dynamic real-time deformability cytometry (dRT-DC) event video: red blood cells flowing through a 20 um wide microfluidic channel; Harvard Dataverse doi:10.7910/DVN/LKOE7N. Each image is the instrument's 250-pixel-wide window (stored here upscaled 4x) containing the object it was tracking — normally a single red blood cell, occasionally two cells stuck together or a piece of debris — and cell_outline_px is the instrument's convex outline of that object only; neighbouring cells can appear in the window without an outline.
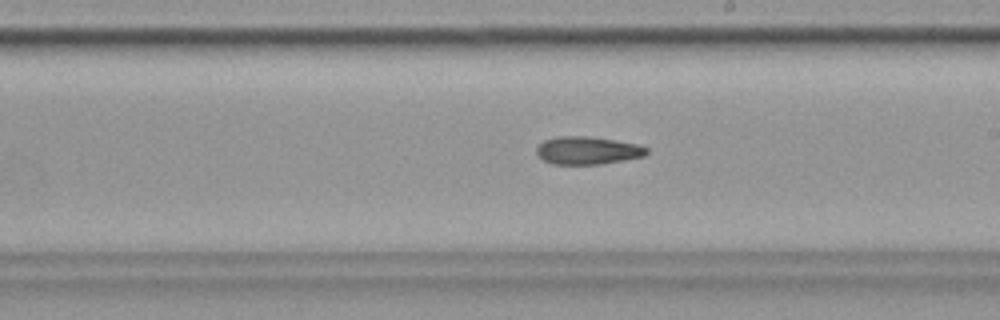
{"species": "common noctule bat (a hibernating species)", "species_latin": "Nyctalus noctula", "temperature_condition": "cold", "stored_images_in_passage": 57, "camera_frame_rate_fps": 3000, "um_per_image_px": 0.085, "animal": {"sex": "female", "body_mass_g": 19.9}, "frame": {"image": 1, "passage_image": 33, "time_ms": 10.667, "image_size_px": [1000, 320], "cell_outline_px": [[648, 152], [644, 156], [600, 164], [552, 164], [544, 160], [536, 152], [536, 148], [544, 140], [556, 136], [588, 136], [616, 140], [640, 144], [648, 148]], "centroid_in_image_um": [49.96, 12.78], "position_along_channel_um": 239.0, "area_um2": 17.86}, "authors_computed_cell_mechanics": {"area_um2": 18.0336, "velocity_mm_per_s": 3.5446, "shape_relaxation_time_tau1_ms": 9.9872, "shape_relaxation_time_tau2_ms": 5.1831, "deformation_change_tau1": 0.184, "deformation_change_tau2": 0.1462}}